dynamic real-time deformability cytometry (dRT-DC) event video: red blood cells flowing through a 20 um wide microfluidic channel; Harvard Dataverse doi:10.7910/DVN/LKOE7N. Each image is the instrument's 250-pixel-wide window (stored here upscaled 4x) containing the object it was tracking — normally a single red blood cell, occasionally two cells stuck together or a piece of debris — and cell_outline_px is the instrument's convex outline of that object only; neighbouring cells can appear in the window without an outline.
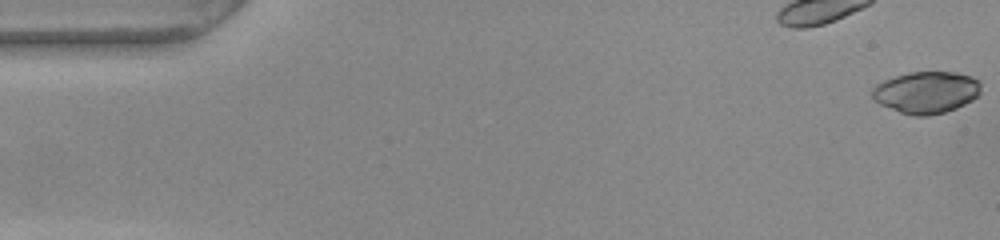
{"species": "common noctule bat (a hibernating species)", "species_latin": "Nyctalus noctula", "temperature_condition": "warm", "stored_images_in_passage": 14, "camera_frame_rate_fps": 3000, "um_per_image_px": 0.085, "animal": {"sex": "female", "body_mass_g": 22.0, "forearm_length_mm": 56.7}, "frame": {"image": 1, "passage_image": 1, "time_ms": 0.0, "image_size_px": [1000, 240], "cell_outline_px": [[980, 92], [972, 100], [956, 108], [944, 112], [928, 116], [912, 116], [900, 112], [880, 104], [872, 100], [872, 88], [876, 84], [884, 80], [908, 72], [956, 72], [972, 76], [980, 80]], "centroid_in_image_um": [78.72, 7.84], "position_along_channel_um": 6.3, "area_um2": 26.65}}